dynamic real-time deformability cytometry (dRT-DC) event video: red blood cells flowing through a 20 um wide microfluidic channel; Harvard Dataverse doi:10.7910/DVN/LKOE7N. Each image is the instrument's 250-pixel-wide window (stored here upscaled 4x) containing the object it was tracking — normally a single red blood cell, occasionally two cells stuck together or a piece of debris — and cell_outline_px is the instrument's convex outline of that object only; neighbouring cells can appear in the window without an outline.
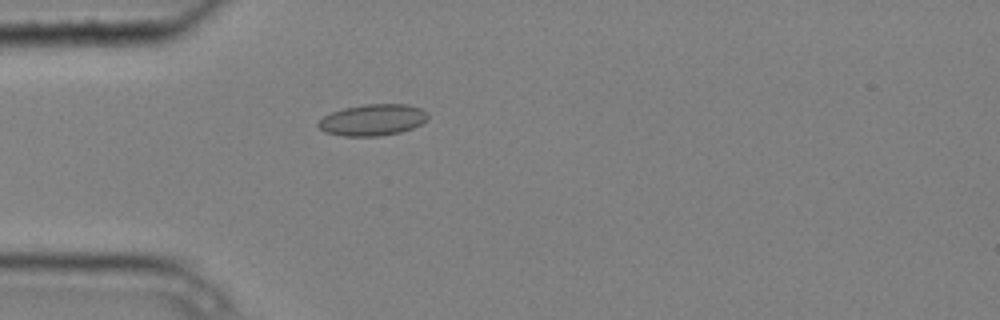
{"species": "common noctule bat (a hibernating species)", "species_latin": "Nyctalus noctula", "temperature_condition": "cold", "stored_images_in_passage": 5, "camera_frame_rate_fps": 3000, "um_per_image_px": 0.085, "animal": {"sex": "male", "body_mass_g": 20.4}, "frame": {"image": 1, "passage_image": 5, "time_ms": 1.333, "image_size_px": [1000, 320], "cell_outline_px": [[428, 120], [412, 128], [400, 132], [380, 136], [344, 136], [324, 132], [316, 124], [324, 116], [332, 112], [344, 108], [364, 104], [408, 104], [420, 108], [428, 112]], "centroid_in_image_um": [31.69, 10.19], "position_along_channel_um": 53.3, "area_um2": 20.11}}